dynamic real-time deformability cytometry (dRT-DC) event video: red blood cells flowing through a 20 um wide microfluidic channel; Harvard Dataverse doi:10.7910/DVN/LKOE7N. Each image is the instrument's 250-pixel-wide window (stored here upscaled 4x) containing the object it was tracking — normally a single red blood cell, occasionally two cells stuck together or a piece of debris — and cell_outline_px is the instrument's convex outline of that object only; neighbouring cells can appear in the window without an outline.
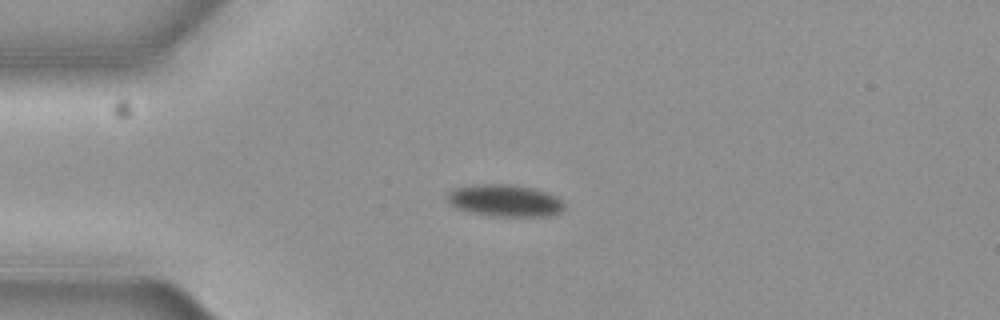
{"species": "common noctule bat (a hibernating species)", "species_latin": "Nyctalus noctula", "temperature_condition": "cold", "stored_images_in_passage": 4, "camera_frame_rate_fps": 3000, "um_per_image_px": 0.085, "animal": {"sex": "female", "body_mass_g": 19.3, "forearm_length_mm": 54.1}, "frame": {"image": 1, "passage_image": 3, "time_ms": 0.667, "image_size_px": [1000, 320], "cell_outline_px": [[564, 208], [560, 212], [548, 216], [492, 216], [468, 212], [456, 208], [448, 204], [448, 192], [456, 188], [476, 184], [508, 184], [532, 188], [556, 196], [564, 204]], "centroid_in_image_um": [42.88, 17.06], "position_along_channel_um": 42.1, "area_um2": 21.73}}